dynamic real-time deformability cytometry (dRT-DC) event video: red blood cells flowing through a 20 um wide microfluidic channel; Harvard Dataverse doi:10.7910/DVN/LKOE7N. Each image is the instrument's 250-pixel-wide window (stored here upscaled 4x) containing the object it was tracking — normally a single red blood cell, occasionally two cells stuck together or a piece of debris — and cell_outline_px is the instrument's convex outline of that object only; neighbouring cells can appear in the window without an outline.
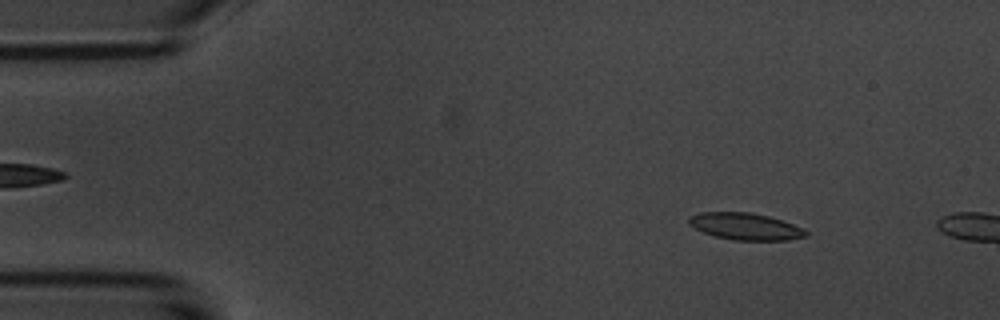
{"species": "common noctule bat (a hibernating species)", "species_latin": "Nyctalus noctula", "temperature_condition": "room temperature", "stored_images_in_passage": 2, "camera_frame_rate_fps": 3000, "um_per_image_px": 0.085, "animal": {"sex": "male", "body_mass_g": 20.1, "forearm_length_mm": 53.5}, "frame": {"image": 1, "passage_image": 1, "time_ms": 0.0, "image_size_px": [1000, 320], "cell_outline_px": [[808, 236], [788, 240], [732, 240], [712, 236], [688, 224], [688, 216], [700, 212], [748, 212], [768, 216], [804, 228], [808, 232]], "centroid_in_image_um": [63.34, 19.25], "position_along_channel_um": 21.7, "area_um2": 18.38}}